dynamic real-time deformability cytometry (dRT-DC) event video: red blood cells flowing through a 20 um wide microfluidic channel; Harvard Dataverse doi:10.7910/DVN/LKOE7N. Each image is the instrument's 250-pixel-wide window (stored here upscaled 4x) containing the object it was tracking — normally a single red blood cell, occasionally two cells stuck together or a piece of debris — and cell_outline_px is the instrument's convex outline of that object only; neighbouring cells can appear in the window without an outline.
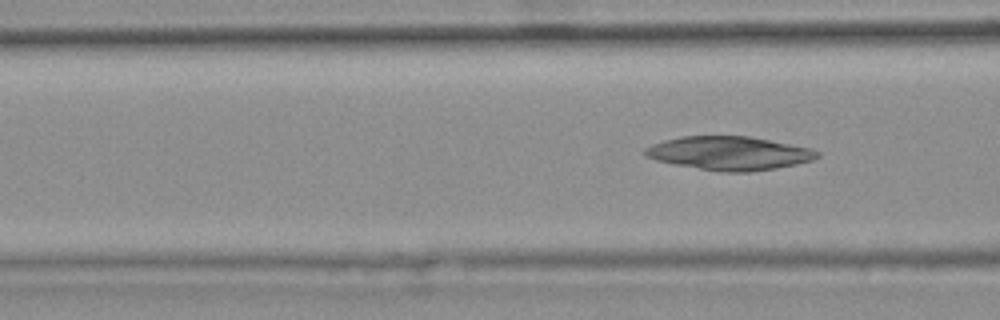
{"species": "common noctule bat (a hibernating species)", "species_latin": "Nyctalus noctula", "temperature_condition": "warm", "stored_images_in_passage": 5, "camera_frame_rate_fps": 3000, "um_per_image_px": 0.085, "animal": {"sex": "female", "body_mass_g": 25.1}, "frame": {"image": 1, "passage_image": 5, "time_ms": 1.333, "image_size_px": [1000, 320], "cell_outline_px": [[820, 156], [812, 160], [796, 164], [776, 168], [748, 172], [728, 172], [700, 168], [676, 164], [656, 160], [644, 156], [644, 148], [652, 144], [664, 140], [680, 136], [752, 136], [808, 148], [820, 152]], "centroid_in_image_um": [61.97, 13.01], "position_along_channel_um": 104.6, "area_um2": 33.47}}